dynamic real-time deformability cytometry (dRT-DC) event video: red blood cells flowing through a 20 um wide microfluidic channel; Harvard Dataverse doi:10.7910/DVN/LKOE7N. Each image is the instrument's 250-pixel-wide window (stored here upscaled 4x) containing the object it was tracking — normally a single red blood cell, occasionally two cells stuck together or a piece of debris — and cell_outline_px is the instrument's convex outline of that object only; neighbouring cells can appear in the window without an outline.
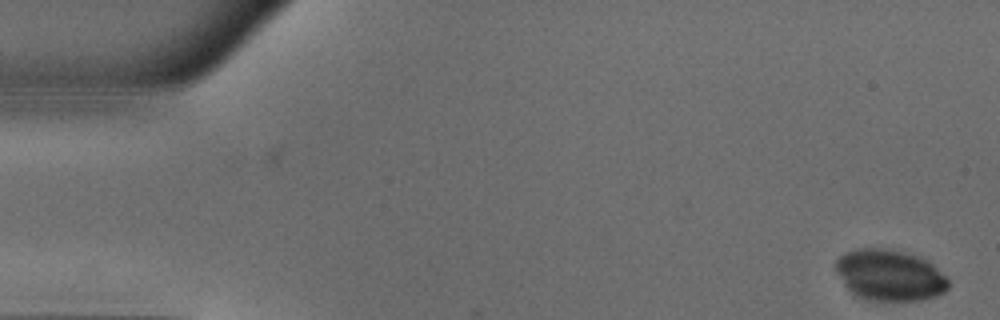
{"species": "common noctule bat (a hibernating species)", "species_latin": "Nyctalus noctula", "temperature_condition": "warm", "stored_images_in_passage": 49, "camera_frame_rate_fps": 3000, "um_per_image_px": 0.085, "animal": {"sex": "male", "body_mass_g": 18.8}, "frame": {"image": 1, "passage_image": 1, "time_ms": 0.0, "image_size_px": [1000, 320], "cell_outline_px": [[948, 288], [944, 292], [936, 296], [920, 300], [864, 300], [852, 296], [836, 272], [836, 260], [844, 252], [856, 248], [892, 248], [916, 256], [932, 264], [948, 276]], "centroid_in_image_um": [75.59, 23.39], "position_along_channel_um": 9.4, "area_um2": 33.93}}
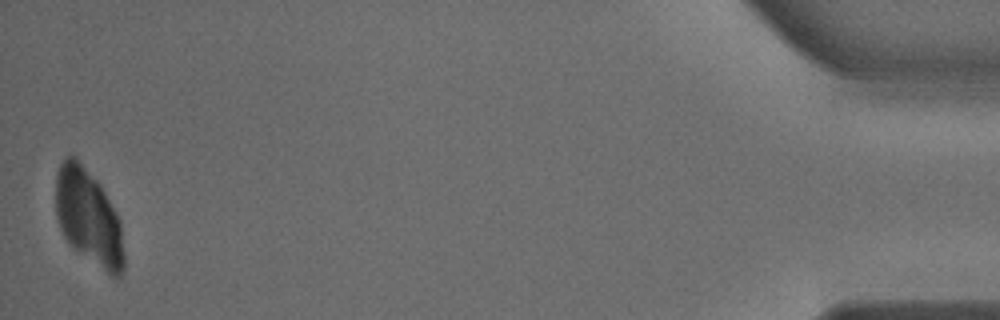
{"frame": {"image": 2, "passage_image": 49, "time_ms": 16.0, "image_size_px": [1000, 320], "cell_outline_px": [[124, 268], [120, 276], [112, 276], [72, 248], [68, 244], [60, 228], [56, 216], [56, 172], [60, 164], [68, 152], [100, 184], [116, 212], [120, 220], [124, 252]], "centroid_in_image_um": [7.52, 18.48], "position_along_channel_um": 427.7, "area_um2": 37.92}}